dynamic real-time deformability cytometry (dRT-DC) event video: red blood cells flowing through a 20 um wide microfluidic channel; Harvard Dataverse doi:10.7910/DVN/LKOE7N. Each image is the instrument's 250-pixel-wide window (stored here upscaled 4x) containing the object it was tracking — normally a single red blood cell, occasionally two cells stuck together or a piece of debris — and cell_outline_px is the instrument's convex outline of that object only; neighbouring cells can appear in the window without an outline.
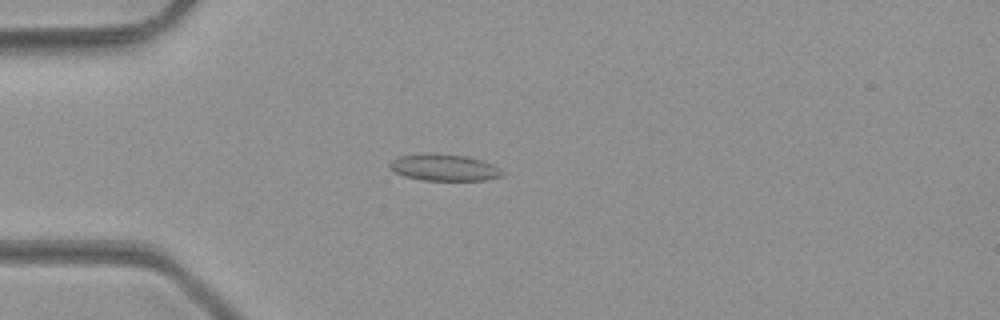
{"species": "common noctule bat (a hibernating species)", "species_latin": "Nyctalus noctula", "temperature_condition": "room temperature", "stored_images_in_passage": 45, "camera_frame_rate_fps": 3000, "um_per_image_px": 0.085, "animal": {"sex": "male", "body_mass_g": 23.1, "forearm_length_mm": 52.7}, "frame": {"image": 1, "passage_image": 10, "time_ms": 3.0, "image_size_px": [1000, 320], "cell_outline_px": [[504, 176], [488, 180], [420, 180], [404, 176], [388, 168], [388, 164], [392, 160], [400, 156], [432, 152], [468, 156], [492, 164], [500, 168], [504, 172]], "centroid_in_image_um": [37.76, 14.23], "position_along_channel_um": 47.2, "area_um2": 17.74}}
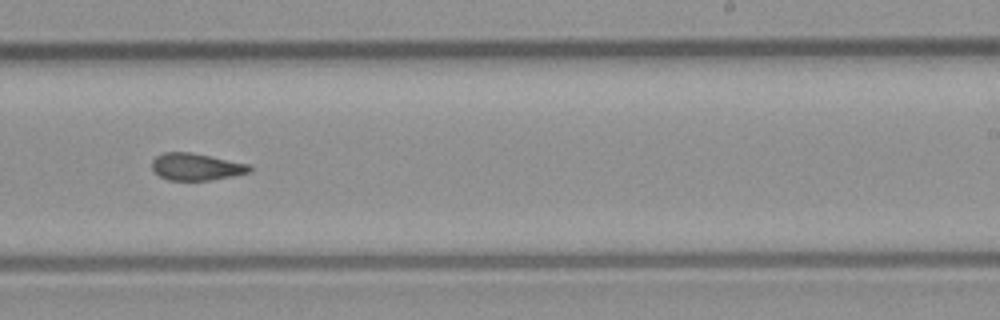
{"frame": {"image": 2, "passage_image": 27, "time_ms": 8.667, "image_size_px": [1000, 320], "cell_outline_px": [[252, 172], [212, 180], [168, 180], [160, 176], [152, 168], [152, 160], [156, 156], [164, 152], [192, 152], [252, 164]], "centroid_in_image_um": [16.73, 14.17], "position_along_channel_um": 272.3, "area_um2": 15.61}}
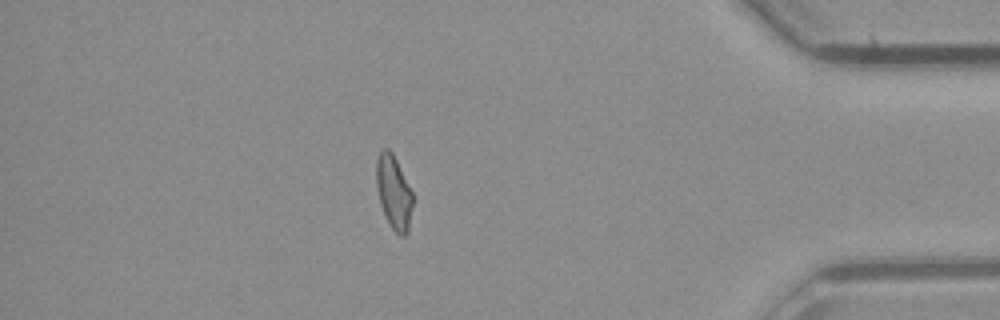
{"frame": {"image": 3, "passage_image": 39, "time_ms": 12.667, "image_size_px": [1000, 320], "cell_outline_px": [[412, 204], [408, 232], [404, 236], [400, 236], [392, 228], [380, 204], [376, 184], [376, 160], [380, 148], [388, 148], [392, 152], [412, 192]], "centroid_in_image_um": [33.44, 16.3], "position_along_channel_um": 401.8, "area_um2": 15.43}, "authors_computed_cell_mechanics": {"area_um2": 16.1262, "velocity_mm_per_s": 4.2633, "shape_relaxation_time_tau1_ms": null, "shape_relaxation_time_tau2_ms": 1.7109, "deformation_change_tau1": null, "deformation_change_tau2": 0.0901}}